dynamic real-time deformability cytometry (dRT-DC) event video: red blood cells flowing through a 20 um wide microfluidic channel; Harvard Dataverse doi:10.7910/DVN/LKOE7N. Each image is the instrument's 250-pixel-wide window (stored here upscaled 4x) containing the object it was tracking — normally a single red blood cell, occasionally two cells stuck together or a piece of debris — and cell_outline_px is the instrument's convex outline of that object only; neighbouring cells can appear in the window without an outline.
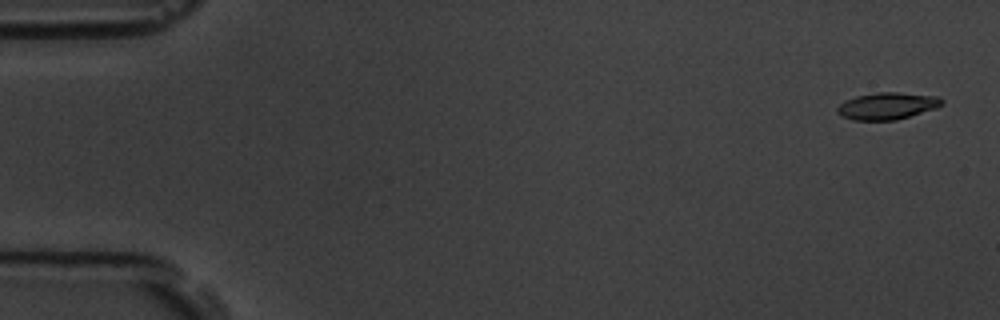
{"species": "common noctule bat (a hibernating species)", "species_latin": "Nyctalus noctula", "temperature_condition": "room temperature", "stored_images_in_passage": 7, "camera_frame_rate_fps": 3000, "um_per_image_px": 0.085, "animal": {"sex": "male", "body_mass_g": 19.5, "forearm_length_mm": 54.6}, "frame": {"image": 1, "passage_image": 1, "time_ms": 0.0, "image_size_px": [1000, 320], "cell_outline_px": [[944, 104], [936, 108], [896, 120], [852, 120], [840, 116], [836, 112], [836, 108], [844, 100], [856, 96], [876, 92], [896, 92], [940, 96], [944, 100]], "centroid_in_image_um": [75.41, 9.0], "position_along_channel_um": 9.6, "area_um2": 16.65}}
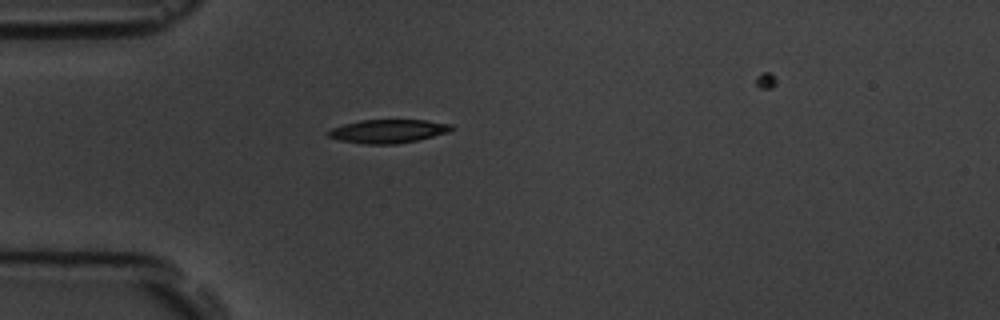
{"frame": {"image": 2, "passage_image": 5, "time_ms": 4.667, "image_size_px": [1000, 320], "cell_outline_px": [[452, 128], [448, 132], [416, 140], [396, 144], [364, 144], [340, 140], [328, 136], [328, 132], [332, 128], [344, 124], [360, 120], [424, 120], [452, 124]], "centroid_in_image_um": [32.97, 11.15], "position_along_channel_um": 52.0, "area_um2": 16.65}}
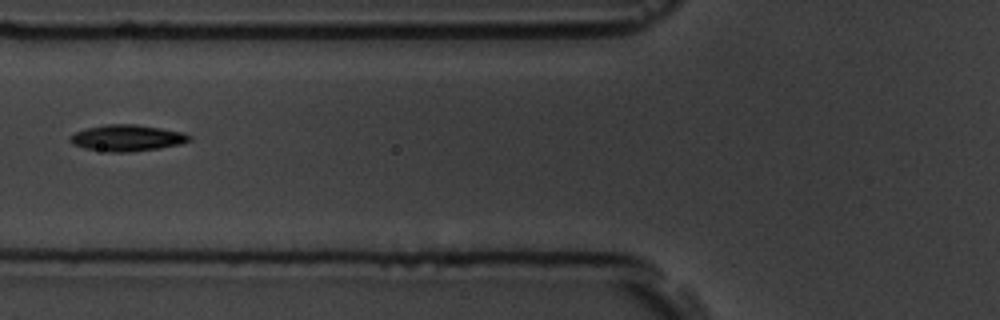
{"frame": {"image": 3, "passage_image": 7, "time_ms": 6.667, "image_size_px": [1000, 320], "cell_outline_px": [[192, 140], [180, 144], [160, 148], [128, 152], [108, 152], [84, 148], [72, 144], [68, 140], [68, 136], [84, 128], [104, 124], [136, 124], [184, 132], [192, 136]], "centroid_in_image_um": [10.78, 11.72], "position_along_channel_um": 115.0, "area_um2": 18.55}}